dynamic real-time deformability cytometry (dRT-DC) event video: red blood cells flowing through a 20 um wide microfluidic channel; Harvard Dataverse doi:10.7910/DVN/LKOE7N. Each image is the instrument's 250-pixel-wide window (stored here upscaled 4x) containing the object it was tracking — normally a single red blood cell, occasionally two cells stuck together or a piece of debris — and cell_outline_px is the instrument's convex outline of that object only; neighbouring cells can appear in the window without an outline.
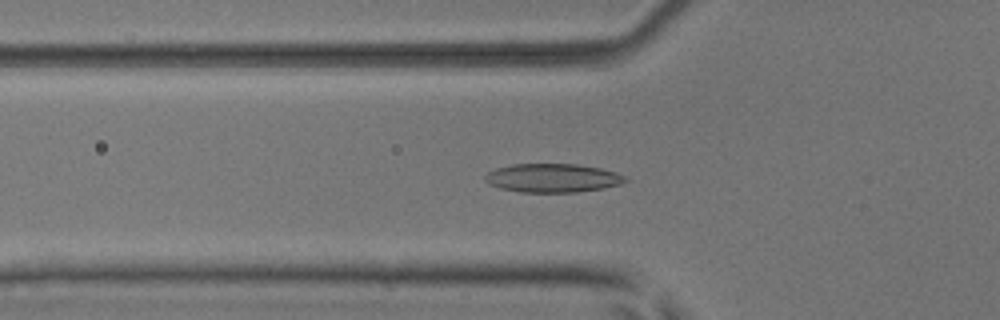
{"species": "common noctule bat (a hibernating species)", "species_latin": "Nyctalus noctula", "temperature_condition": "room temperature", "stored_images_in_passage": 48, "camera_frame_rate_fps": 3000, "um_per_image_px": 0.085, "animal": {"sex": "male", "body_mass_g": 17.9, "forearm_length_mm": 54.2}, "frame": {"image": 1, "passage_image": 18, "time_ms": 5.667, "image_size_px": [1000, 320], "cell_outline_px": [[628, 180], [620, 184], [604, 188], [576, 192], [520, 192], [500, 188], [488, 184], [484, 180], [484, 176], [488, 172], [496, 168], [512, 164], [576, 164], [600, 168], [616, 172], [624, 176]], "centroid_in_image_um": [46.95, 15.13], "position_along_channel_um": 78.9, "area_um2": 23.47}}
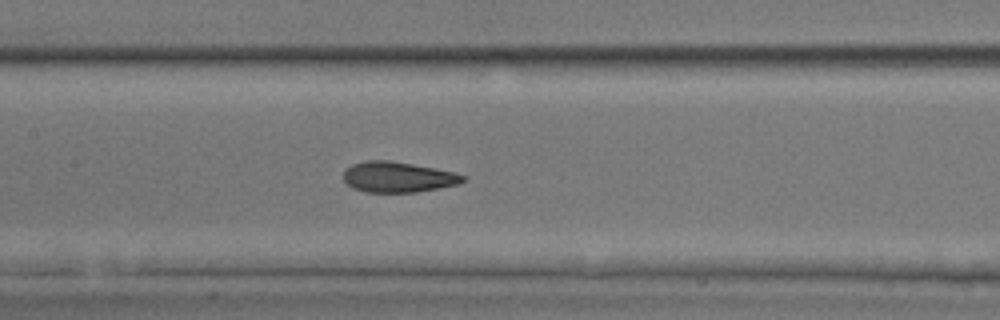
{"frame": {"image": 2, "passage_image": 25, "time_ms": 8.0, "image_size_px": [1000, 320], "cell_outline_px": [[468, 180], [456, 184], [440, 188], [416, 192], [364, 192], [352, 188], [344, 180], [344, 168], [352, 164], [364, 160], [388, 160], [436, 168], [468, 176]], "centroid_in_image_um": [33.82, 15.04], "position_along_channel_um": 173.6, "area_um2": 21.44}}
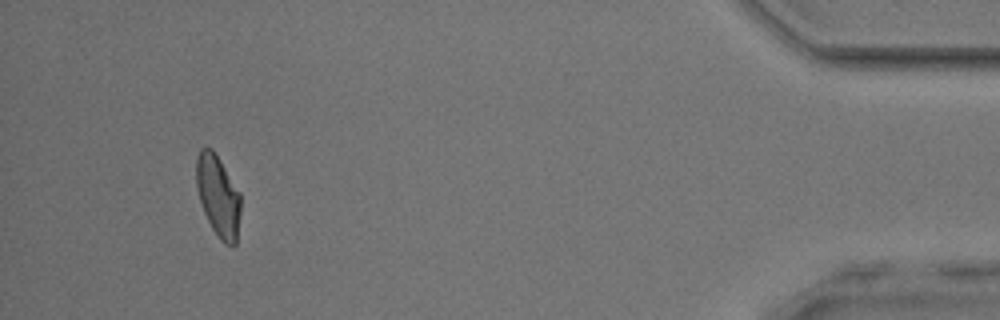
{"frame": {"image": 3, "passage_image": 48, "time_ms": 15.667, "image_size_px": [1000, 320], "cell_outline_px": [[240, 212], [236, 244], [232, 248], [224, 244], [220, 240], [212, 228], [204, 212], [196, 188], [196, 160], [200, 148], [212, 148], [240, 192]], "centroid_in_image_um": [18.54, 16.68], "position_along_channel_um": 416.7, "area_um2": 21.04}, "authors_computed_cell_mechanics": {"area_um2": 21.7617, "velocity_mm_per_s": 4.047, "shape_relaxation_time_tau1_ms": 4.4397, "shape_relaxation_time_tau2_ms": 2.0535, "deformation_change_tau1": 0.1469, "deformation_change_tau2": 0.0904}}